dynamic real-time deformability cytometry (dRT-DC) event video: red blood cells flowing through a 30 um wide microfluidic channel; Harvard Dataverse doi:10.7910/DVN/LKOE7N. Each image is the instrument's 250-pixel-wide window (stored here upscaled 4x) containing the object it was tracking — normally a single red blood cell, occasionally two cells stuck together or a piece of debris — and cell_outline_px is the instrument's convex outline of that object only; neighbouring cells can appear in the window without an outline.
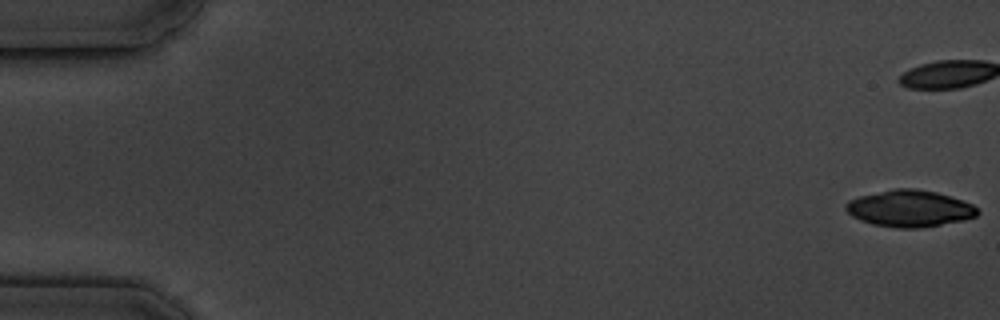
{"species": "common noctule bat (a hibernating species)", "species_latin": "Nyctalus noctula", "temperature_condition": "cold", "stored_images_in_passage": 8, "camera_frame_rate_fps": 3000, "um_per_image_px": 0.085, "animal": {"sex": "male", "body_mass_g": 19.5, "forearm_length_mm": 54.6}, "frame": {"image": 1, "passage_image": 1, "time_ms": 0.0, "image_size_px": [1000, 320], "cell_outline_px": [[980, 212], [976, 216], [964, 220], [920, 228], [896, 228], [872, 224], [860, 220], [852, 216], [844, 208], [844, 204], [848, 200], [860, 196], [892, 188], [916, 188], [936, 192], [964, 200], [972, 204]], "centroid_in_image_um": [77.3, 17.72], "position_along_channel_um": 7.7, "area_um2": 28.32}}
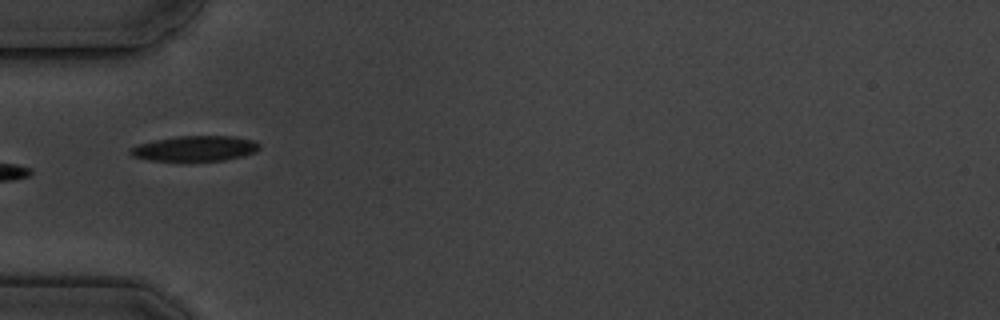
{"frame": {"image": 2, "passage_image": 6, "time_ms": 6.667, "image_size_px": [1000, 320], "cell_outline_px": [[260, 148], [256, 152], [244, 156], [224, 160], [148, 160], [132, 156], [128, 152], [136, 144], [176, 136], [236, 136], [256, 140], [260, 144]], "centroid_in_image_um": [16.63, 12.61], "position_along_channel_um": 68.4, "area_um2": 19.07}}